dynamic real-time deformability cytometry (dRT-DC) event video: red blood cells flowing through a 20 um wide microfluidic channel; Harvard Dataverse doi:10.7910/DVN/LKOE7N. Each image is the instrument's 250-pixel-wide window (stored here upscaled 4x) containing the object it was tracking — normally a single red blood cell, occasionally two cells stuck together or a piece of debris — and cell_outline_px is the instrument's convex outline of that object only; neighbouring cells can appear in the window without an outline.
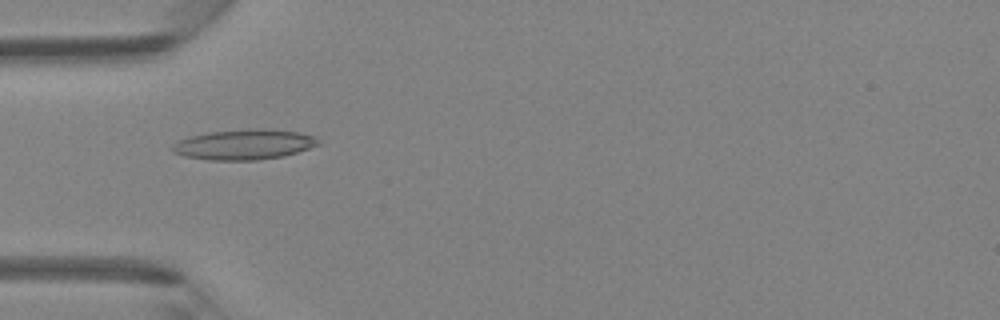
{"species": "Egyptian fruit bat (a non-hibernating species)", "species_latin": "Rousettus aegyptiacus", "temperature_condition": "room temperature", "stored_images_in_passage": 44, "camera_frame_rate_fps": 3000, "um_per_image_px": 0.085, "animal": {"sex": "female"}, "frame": {"image": 1, "passage_image": 14, "time_ms": 4.333, "image_size_px": [1000, 320], "cell_outline_px": [[320, 144], [284, 156], [256, 160], [208, 160], [184, 156], [172, 152], [172, 144], [176, 140], [208, 132], [248, 128], [264, 128], [296, 132], [316, 136]], "centroid_in_image_um": [20.71, 12.27], "position_along_channel_um": 64.3, "area_um2": 25.84}}
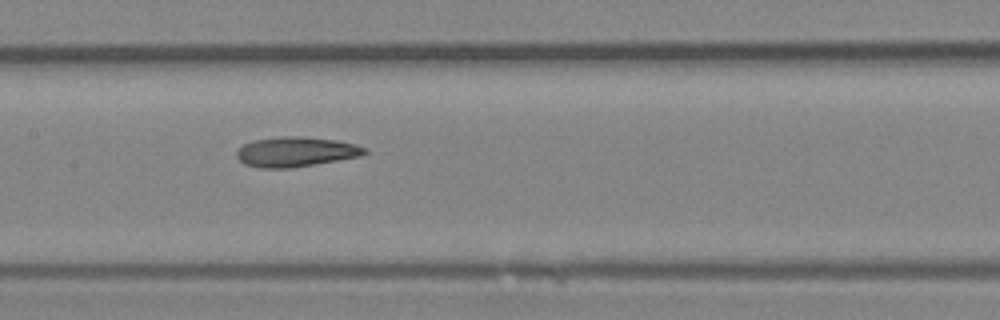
{"frame": {"image": 2, "passage_image": 22, "time_ms": 7.0, "image_size_px": [1000, 320], "cell_outline_px": [[368, 152], [360, 156], [316, 164], [292, 168], [260, 168], [244, 164], [236, 156], [236, 152], [244, 144], [256, 140], [280, 136], [296, 136], [336, 140], [356, 144], [368, 148]], "centroid_in_image_um": [25.17, 12.91], "position_along_channel_um": 182.2, "area_um2": 22.25}}
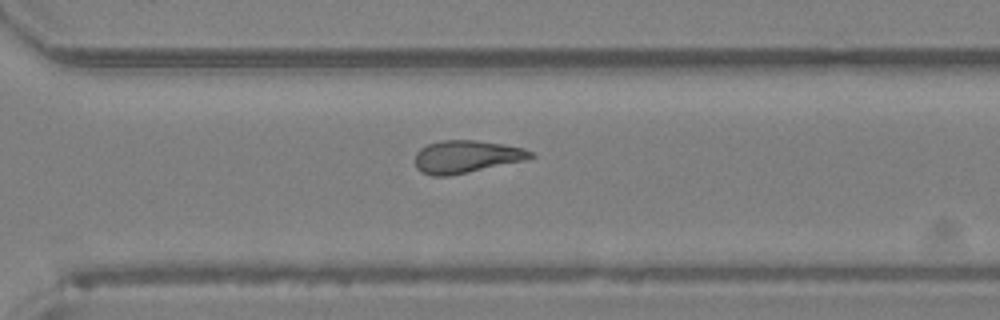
{"frame": {"image": 3, "passage_image": 32, "time_ms": 10.333, "image_size_px": [1000, 320], "cell_outline_px": [[536, 156], [524, 160], [468, 172], [448, 176], [432, 176], [420, 172], [416, 168], [416, 152], [420, 148], [428, 144], [440, 140], [476, 140], [524, 148], [532, 152]], "centroid_in_image_um": [39.6, 13.32], "position_along_channel_um": 331.0, "area_um2": 21.79}}